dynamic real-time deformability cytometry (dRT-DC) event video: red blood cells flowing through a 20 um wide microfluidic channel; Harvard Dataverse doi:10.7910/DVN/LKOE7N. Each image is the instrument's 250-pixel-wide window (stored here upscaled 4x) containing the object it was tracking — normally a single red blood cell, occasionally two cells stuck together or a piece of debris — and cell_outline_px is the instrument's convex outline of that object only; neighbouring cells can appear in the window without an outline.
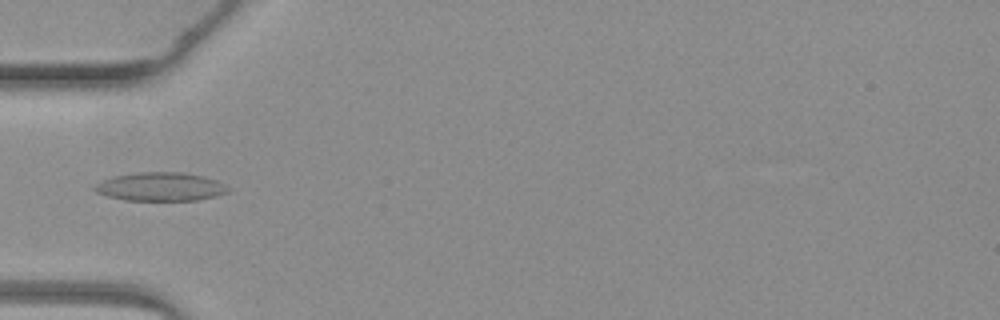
{"species": "common noctule bat (a hibernating species)", "species_latin": "Nyctalus noctula", "temperature_condition": "warm", "stored_images_in_passage": 6, "camera_frame_rate_fps": 3000, "um_per_image_px": 0.085, "animal": {"sex": "female", "body_mass_g": 19.3, "forearm_length_mm": 54.1}, "frame": {"image": 1, "passage_image": 5, "time_ms": 4.667, "image_size_px": [1000, 320], "cell_outline_px": [[232, 188], [228, 192], [216, 196], [196, 200], [124, 200], [108, 196], [96, 192], [92, 188], [100, 180], [112, 176], [136, 172], [184, 172], [204, 176], [216, 180]], "centroid_in_image_um": [13.64, 15.86], "position_along_channel_um": 71.4, "area_um2": 22.43}}
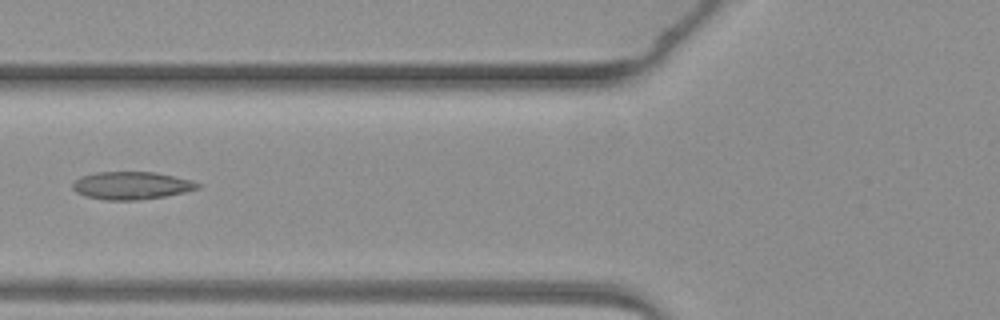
{"frame": {"image": 2, "passage_image": 6, "time_ms": 5.667, "image_size_px": [1000, 320], "cell_outline_px": [[200, 188], [184, 192], [164, 196], [136, 200], [104, 200], [84, 196], [76, 192], [72, 188], [72, 184], [80, 176], [96, 172], [156, 172], [188, 180], [200, 184]], "centroid_in_image_um": [11.11, 15.77], "position_along_channel_um": 114.7, "area_um2": 20.06}}